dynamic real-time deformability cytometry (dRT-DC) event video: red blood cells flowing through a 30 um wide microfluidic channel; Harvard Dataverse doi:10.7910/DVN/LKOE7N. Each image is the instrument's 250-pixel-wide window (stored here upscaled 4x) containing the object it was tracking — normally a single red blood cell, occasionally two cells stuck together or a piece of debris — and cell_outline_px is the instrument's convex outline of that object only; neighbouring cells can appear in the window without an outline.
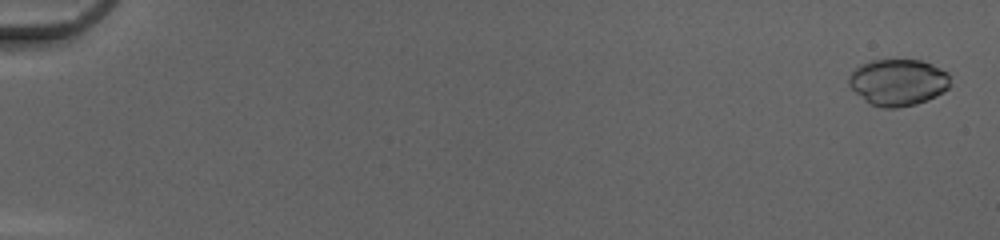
{"species": "common noctule bat (a hibernating species)", "species_latin": "Nyctalus noctula", "temperature_condition": "cold", "stored_images_in_passage": 52, "camera_frame_rate_fps": 3000, "um_per_image_px": 0.085, "animal": {"sex": "female", "body_mass_g": 20.0, "forearm_length_mm": 54.0}, "frame": {"image": 1, "passage_image": 2, "time_ms": 0.333, "image_size_px": [1000, 240], "cell_outline_px": [[948, 88], [936, 96], [928, 100], [916, 104], [896, 108], [880, 108], [864, 100], [848, 84], [848, 76], [860, 64], [868, 60], [920, 60], [932, 64], [948, 72]], "centroid_in_image_um": [76.31, 6.99], "position_along_channel_um": 8.7, "area_um2": 27.51}}
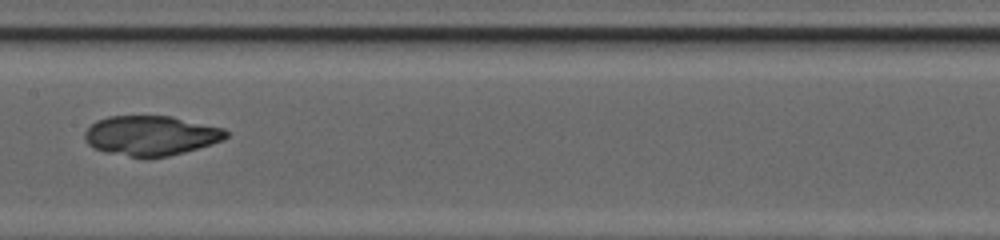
{"frame": {"image": 2, "passage_image": 29, "time_ms": 9.333, "image_size_px": [1000, 240], "cell_outline_px": [[228, 136], [224, 140], [212, 144], [184, 152], [168, 156], [144, 160], [108, 152], [92, 148], [84, 140], [84, 132], [96, 120], [108, 116], [172, 116], [224, 128], [228, 132]], "centroid_in_image_um": [12.82, 11.54], "position_along_channel_um": 194.6, "area_um2": 33.29}}
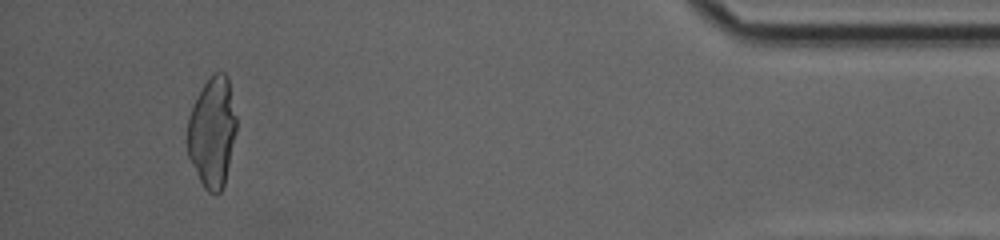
{"frame": {"image": 3, "passage_image": 49, "time_ms": 16.0, "image_size_px": [1000, 240], "cell_outline_px": [[236, 132], [224, 184], [220, 192], [208, 192], [204, 188], [188, 156], [188, 116], [204, 84], [212, 72], [224, 72], [228, 76], [236, 116]], "centroid_in_image_um": [18.05, 11.2], "position_along_channel_um": 417.1, "area_um2": 31.15}}